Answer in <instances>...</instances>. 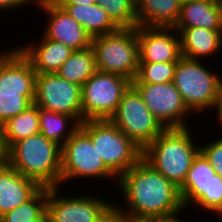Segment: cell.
<instances>
[{"instance_id":"obj_36","label":"cell","mask_w":222,"mask_h":222,"mask_svg":"<svg viewBox=\"0 0 222 222\" xmlns=\"http://www.w3.org/2000/svg\"><path fill=\"white\" fill-rule=\"evenodd\" d=\"M115 222H155V221L152 219H147V220L115 219Z\"/></svg>"},{"instance_id":"obj_37","label":"cell","mask_w":222,"mask_h":222,"mask_svg":"<svg viewBox=\"0 0 222 222\" xmlns=\"http://www.w3.org/2000/svg\"><path fill=\"white\" fill-rule=\"evenodd\" d=\"M135 6L138 5V3L141 1V0H130Z\"/></svg>"},{"instance_id":"obj_35","label":"cell","mask_w":222,"mask_h":222,"mask_svg":"<svg viewBox=\"0 0 222 222\" xmlns=\"http://www.w3.org/2000/svg\"><path fill=\"white\" fill-rule=\"evenodd\" d=\"M6 158V149L2 138V125L0 124V162H4Z\"/></svg>"},{"instance_id":"obj_7","label":"cell","mask_w":222,"mask_h":222,"mask_svg":"<svg viewBox=\"0 0 222 222\" xmlns=\"http://www.w3.org/2000/svg\"><path fill=\"white\" fill-rule=\"evenodd\" d=\"M179 192L184 209L195 205L204 214L213 212L219 218L222 216V177L201 152L194 159Z\"/></svg>"},{"instance_id":"obj_17","label":"cell","mask_w":222,"mask_h":222,"mask_svg":"<svg viewBox=\"0 0 222 222\" xmlns=\"http://www.w3.org/2000/svg\"><path fill=\"white\" fill-rule=\"evenodd\" d=\"M40 40L17 48L30 61L36 74L56 73L74 50L43 34Z\"/></svg>"},{"instance_id":"obj_20","label":"cell","mask_w":222,"mask_h":222,"mask_svg":"<svg viewBox=\"0 0 222 222\" xmlns=\"http://www.w3.org/2000/svg\"><path fill=\"white\" fill-rule=\"evenodd\" d=\"M174 27H202L222 30V11L212 0H192L181 3L180 15Z\"/></svg>"},{"instance_id":"obj_28","label":"cell","mask_w":222,"mask_h":222,"mask_svg":"<svg viewBox=\"0 0 222 222\" xmlns=\"http://www.w3.org/2000/svg\"><path fill=\"white\" fill-rule=\"evenodd\" d=\"M119 28H136V6L130 0H97Z\"/></svg>"},{"instance_id":"obj_25","label":"cell","mask_w":222,"mask_h":222,"mask_svg":"<svg viewBox=\"0 0 222 222\" xmlns=\"http://www.w3.org/2000/svg\"><path fill=\"white\" fill-rule=\"evenodd\" d=\"M97 71L92 47L74 51L56 72L69 82L82 86Z\"/></svg>"},{"instance_id":"obj_11","label":"cell","mask_w":222,"mask_h":222,"mask_svg":"<svg viewBox=\"0 0 222 222\" xmlns=\"http://www.w3.org/2000/svg\"><path fill=\"white\" fill-rule=\"evenodd\" d=\"M109 120L142 149L166 129L132 85L123 93L116 112Z\"/></svg>"},{"instance_id":"obj_16","label":"cell","mask_w":222,"mask_h":222,"mask_svg":"<svg viewBox=\"0 0 222 222\" xmlns=\"http://www.w3.org/2000/svg\"><path fill=\"white\" fill-rule=\"evenodd\" d=\"M0 94H35L36 72L15 47L0 51Z\"/></svg>"},{"instance_id":"obj_39","label":"cell","mask_w":222,"mask_h":222,"mask_svg":"<svg viewBox=\"0 0 222 222\" xmlns=\"http://www.w3.org/2000/svg\"><path fill=\"white\" fill-rule=\"evenodd\" d=\"M181 3L187 2V1H192V0H179Z\"/></svg>"},{"instance_id":"obj_18","label":"cell","mask_w":222,"mask_h":222,"mask_svg":"<svg viewBox=\"0 0 222 222\" xmlns=\"http://www.w3.org/2000/svg\"><path fill=\"white\" fill-rule=\"evenodd\" d=\"M40 188L5 161L0 162V216L28 201Z\"/></svg>"},{"instance_id":"obj_38","label":"cell","mask_w":222,"mask_h":222,"mask_svg":"<svg viewBox=\"0 0 222 222\" xmlns=\"http://www.w3.org/2000/svg\"><path fill=\"white\" fill-rule=\"evenodd\" d=\"M218 6L220 7V9H221V11H222V0H219Z\"/></svg>"},{"instance_id":"obj_15","label":"cell","mask_w":222,"mask_h":222,"mask_svg":"<svg viewBox=\"0 0 222 222\" xmlns=\"http://www.w3.org/2000/svg\"><path fill=\"white\" fill-rule=\"evenodd\" d=\"M139 62H178L180 37L174 28L137 26Z\"/></svg>"},{"instance_id":"obj_22","label":"cell","mask_w":222,"mask_h":222,"mask_svg":"<svg viewBox=\"0 0 222 222\" xmlns=\"http://www.w3.org/2000/svg\"><path fill=\"white\" fill-rule=\"evenodd\" d=\"M75 21L96 37L116 31L119 27L97 3L91 5L59 4Z\"/></svg>"},{"instance_id":"obj_19","label":"cell","mask_w":222,"mask_h":222,"mask_svg":"<svg viewBox=\"0 0 222 222\" xmlns=\"http://www.w3.org/2000/svg\"><path fill=\"white\" fill-rule=\"evenodd\" d=\"M180 37L181 56L204 60L216 55L222 49V30L202 27H173Z\"/></svg>"},{"instance_id":"obj_9","label":"cell","mask_w":222,"mask_h":222,"mask_svg":"<svg viewBox=\"0 0 222 222\" xmlns=\"http://www.w3.org/2000/svg\"><path fill=\"white\" fill-rule=\"evenodd\" d=\"M79 178L89 179V182L92 178L118 181L105 166L91 139L80 128L62 146L60 187Z\"/></svg>"},{"instance_id":"obj_31","label":"cell","mask_w":222,"mask_h":222,"mask_svg":"<svg viewBox=\"0 0 222 222\" xmlns=\"http://www.w3.org/2000/svg\"><path fill=\"white\" fill-rule=\"evenodd\" d=\"M33 3L32 5L37 4L34 0H0V11L1 10H13L15 8H22L23 6H26Z\"/></svg>"},{"instance_id":"obj_21","label":"cell","mask_w":222,"mask_h":222,"mask_svg":"<svg viewBox=\"0 0 222 222\" xmlns=\"http://www.w3.org/2000/svg\"><path fill=\"white\" fill-rule=\"evenodd\" d=\"M180 10L179 0H141L136 6L137 26L173 28Z\"/></svg>"},{"instance_id":"obj_14","label":"cell","mask_w":222,"mask_h":222,"mask_svg":"<svg viewBox=\"0 0 222 222\" xmlns=\"http://www.w3.org/2000/svg\"><path fill=\"white\" fill-rule=\"evenodd\" d=\"M36 8L44 11L47 21L46 38L63 43L74 51L91 47V35L75 21L55 0L41 1Z\"/></svg>"},{"instance_id":"obj_23","label":"cell","mask_w":222,"mask_h":222,"mask_svg":"<svg viewBox=\"0 0 222 222\" xmlns=\"http://www.w3.org/2000/svg\"><path fill=\"white\" fill-rule=\"evenodd\" d=\"M40 133L61 147L79 129L80 124L63 113L47 111L38 107Z\"/></svg>"},{"instance_id":"obj_3","label":"cell","mask_w":222,"mask_h":222,"mask_svg":"<svg viewBox=\"0 0 222 222\" xmlns=\"http://www.w3.org/2000/svg\"><path fill=\"white\" fill-rule=\"evenodd\" d=\"M191 133L189 127L165 129L142 153L148 164L178 188L183 185L194 159L200 153V144L197 145Z\"/></svg>"},{"instance_id":"obj_13","label":"cell","mask_w":222,"mask_h":222,"mask_svg":"<svg viewBox=\"0 0 222 222\" xmlns=\"http://www.w3.org/2000/svg\"><path fill=\"white\" fill-rule=\"evenodd\" d=\"M149 111L166 128H187L191 113L173 82L162 84L131 83ZM187 120V122H186Z\"/></svg>"},{"instance_id":"obj_40","label":"cell","mask_w":222,"mask_h":222,"mask_svg":"<svg viewBox=\"0 0 222 222\" xmlns=\"http://www.w3.org/2000/svg\"><path fill=\"white\" fill-rule=\"evenodd\" d=\"M36 3L41 2V1H47V0H34Z\"/></svg>"},{"instance_id":"obj_4","label":"cell","mask_w":222,"mask_h":222,"mask_svg":"<svg viewBox=\"0 0 222 222\" xmlns=\"http://www.w3.org/2000/svg\"><path fill=\"white\" fill-rule=\"evenodd\" d=\"M203 62L181 56L175 68L173 84L192 115L214 111L222 93V76Z\"/></svg>"},{"instance_id":"obj_34","label":"cell","mask_w":222,"mask_h":222,"mask_svg":"<svg viewBox=\"0 0 222 222\" xmlns=\"http://www.w3.org/2000/svg\"><path fill=\"white\" fill-rule=\"evenodd\" d=\"M216 117L218 118V123L220 122V124H218V125H220V127H221V131H222V93H221V95H220V98L218 99V101H217V104H216ZM222 134V133H221ZM222 136V135H221Z\"/></svg>"},{"instance_id":"obj_1","label":"cell","mask_w":222,"mask_h":222,"mask_svg":"<svg viewBox=\"0 0 222 222\" xmlns=\"http://www.w3.org/2000/svg\"><path fill=\"white\" fill-rule=\"evenodd\" d=\"M117 185L126 208L114 204L115 219L153 220L185 210L179 188L143 158L118 178Z\"/></svg>"},{"instance_id":"obj_27","label":"cell","mask_w":222,"mask_h":222,"mask_svg":"<svg viewBox=\"0 0 222 222\" xmlns=\"http://www.w3.org/2000/svg\"><path fill=\"white\" fill-rule=\"evenodd\" d=\"M178 62H139L138 73L131 83L162 84L173 82Z\"/></svg>"},{"instance_id":"obj_6","label":"cell","mask_w":222,"mask_h":222,"mask_svg":"<svg viewBox=\"0 0 222 222\" xmlns=\"http://www.w3.org/2000/svg\"><path fill=\"white\" fill-rule=\"evenodd\" d=\"M98 71L121 75L131 82L139 68V43L136 28L116 31L92 38Z\"/></svg>"},{"instance_id":"obj_2","label":"cell","mask_w":222,"mask_h":222,"mask_svg":"<svg viewBox=\"0 0 222 222\" xmlns=\"http://www.w3.org/2000/svg\"><path fill=\"white\" fill-rule=\"evenodd\" d=\"M62 147L40 132L6 150L5 162L40 187H60Z\"/></svg>"},{"instance_id":"obj_5","label":"cell","mask_w":222,"mask_h":222,"mask_svg":"<svg viewBox=\"0 0 222 222\" xmlns=\"http://www.w3.org/2000/svg\"><path fill=\"white\" fill-rule=\"evenodd\" d=\"M79 128L91 139L105 166L117 178L142 158L143 149L110 120H87Z\"/></svg>"},{"instance_id":"obj_32","label":"cell","mask_w":222,"mask_h":222,"mask_svg":"<svg viewBox=\"0 0 222 222\" xmlns=\"http://www.w3.org/2000/svg\"><path fill=\"white\" fill-rule=\"evenodd\" d=\"M180 212H182V211H179V212L172 214V215L158 217L153 220L155 222H186V219L184 220L181 216H179Z\"/></svg>"},{"instance_id":"obj_12","label":"cell","mask_w":222,"mask_h":222,"mask_svg":"<svg viewBox=\"0 0 222 222\" xmlns=\"http://www.w3.org/2000/svg\"><path fill=\"white\" fill-rule=\"evenodd\" d=\"M34 104L47 111L72 116L79 124L83 122L81 86L57 73L37 74Z\"/></svg>"},{"instance_id":"obj_10","label":"cell","mask_w":222,"mask_h":222,"mask_svg":"<svg viewBox=\"0 0 222 222\" xmlns=\"http://www.w3.org/2000/svg\"><path fill=\"white\" fill-rule=\"evenodd\" d=\"M130 85L131 81L121 75L97 70L81 86L83 122L109 120Z\"/></svg>"},{"instance_id":"obj_8","label":"cell","mask_w":222,"mask_h":222,"mask_svg":"<svg viewBox=\"0 0 222 222\" xmlns=\"http://www.w3.org/2000/svg\"><path fill=\"white\" fill-rule=\"evenodd\" d=\"M60 191L48 188L46 222H115V202L90 194L65 197Z\"/></svg>"},{"instance_id":"obj_30","label":"cell","mask_w":222,"mask_h":222,"mask_svg":"<svg viewBox=\"0 0 222 222\" xmlns=\"http://www.w3.org/2000/svg\"><path fill=\"white\" fill-rule=\"evenodd\" d=\"M210 140L209 143H200V152L205 156L210 165L222 177V136ZM212 141V142H211Z\"/></svg>"},{"instance_id":"obj_24","label":"cell","mask_w":222,"mask_h":222,"mask_svg":"<svg viewBox=\"0 0 222 222\" xmlns=\"http://www.w3.org/2000/svg\"><path fill=\"white\" fill-rule=\"evenodd\" d=\"M40 132L38 106L34 103L2 125V138L7 150L17 141Z\"/></svg>"},{"instance_id":"obj_33","label":"cell","mask_w":222,"mask_h":222,"mask_svg":"<svg viewBox=\"0 0 222 222\" xmlns=\"http://www.w3.org/2000/svg\"><path fill=\"white\" fill-rule=\"evenodd\" d=\"M58 4L91 5L97 0H55Z\"/></svg>"},{"instance_id":"obj_26","label":"cell","mask_w":222,"mask_h":222,"mask_svg":"<svg viewBox=\"0 0 222 222\" xmlns=\"http://www.w3.org/2000/svg\"><path fill=\"white\" fill-rule=\"evenodd\" d=\"M48 188L41 187L28 201L0 216V222H46Z\"/></svg>"},{"instance_id":"obj_29","label":"cell","mask_w":222,"mask_h":222,"mask_svg":"<svg viewBox=\"0 0 222 222\" xmlns=\"http://www.w3.org/2000/svg\"><path fill=\"white\" fill-rule=\"evenodd\" d=\"M34 100L35 94H0V124L25 111Z\"/></svg>"}]
</instances>
